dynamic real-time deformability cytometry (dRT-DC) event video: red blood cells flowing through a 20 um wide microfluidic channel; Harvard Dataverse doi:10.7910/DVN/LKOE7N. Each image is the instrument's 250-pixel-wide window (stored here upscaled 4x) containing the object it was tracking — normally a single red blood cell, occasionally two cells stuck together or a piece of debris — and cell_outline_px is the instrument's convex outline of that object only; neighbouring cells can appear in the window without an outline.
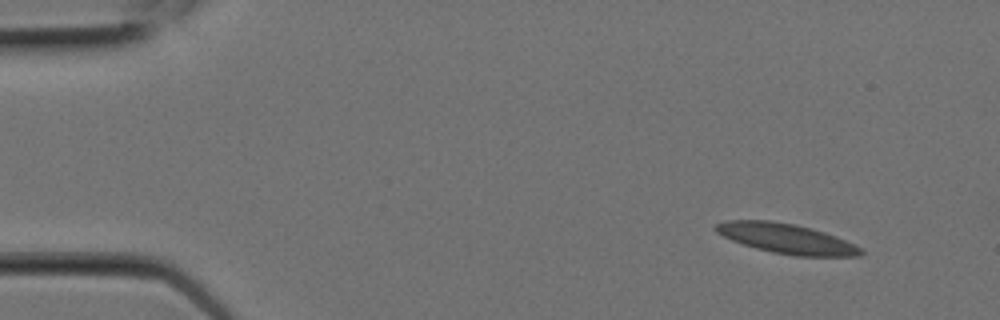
{"species": "Egyptian fruit bat (a non-hibernating species)", "species_latin": "Rousettus aegyptiacus", "temperature_condition": "room temperature", "stored_images_in_passage": 8, "camera_frame_rate_fps": 3000, "um_per_image_px": 0.085, "animal": {"sex": "female"}, "frame": {"image": 1, "passage_image": 1, "time_ms": 0.0, "image_size_px": [1000, 320], "cell_outline_px": [[864, 252], [860, 256], [796, 256], [772, 252], [756, 248], [732, 240], [716, 232], [712, 228], [716, 224], [724, 220], [772, 220], [796, 224], [812, 228], [836, 236], [856, 244]], "centroid_in_image_um": [66.85, 20.27], "position_along_channel_um": 18.2, "area_um2": 25.37}}
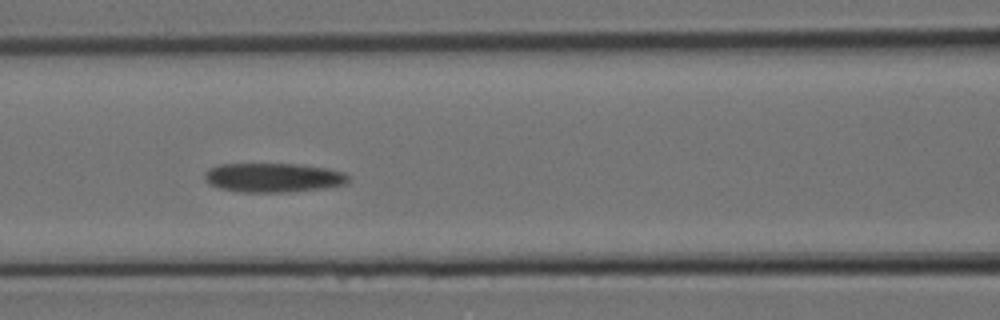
{"frame": {"image": 2, "passage_image": 7, "time_ms": 2.0, "image_size_px": [1000, 320], "cell_outline_px": [[348, 184], [324, 188], [288, 192], [244, 192], [220, 188], [208, 184], [204, 180], [204, 172], [208, 168], [216, 164], [300, 164], [328, 168], [344, 172], [348, 176]], "centroid_in_image_um": [23.21, 15.09], "position_along_channel_um": 143.4, "area_um2": 24.74}}
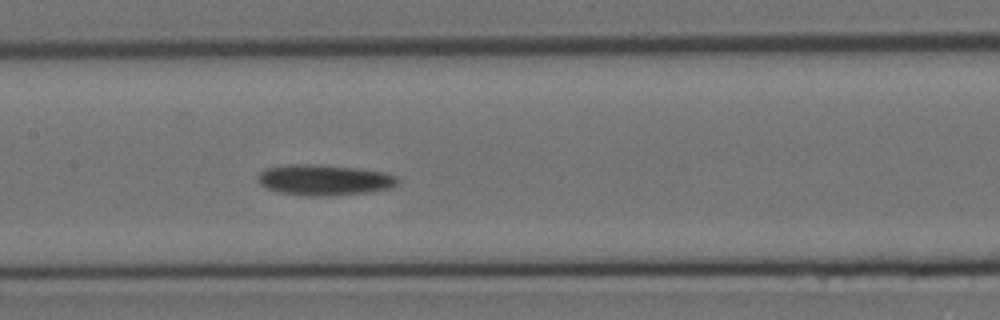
{"frame": {"image": 3, "passage_image": 8, "time_ms": 2.333, "image_size_px": [1000, 320], "cell_outline_px": [[400, 184], [392, 188], [372, 192], [332, 196], [308, 196], [276, 192], [260, 184], [256, 180], [256, 176], [264, 168], [284, 164], [320, 164], [360, 168], [388, 172], [400, 176]], "centroid_in_image_um": [27.62, 15.29], "position_along_channel_um": 179.8, "area_um2": 26.07}}